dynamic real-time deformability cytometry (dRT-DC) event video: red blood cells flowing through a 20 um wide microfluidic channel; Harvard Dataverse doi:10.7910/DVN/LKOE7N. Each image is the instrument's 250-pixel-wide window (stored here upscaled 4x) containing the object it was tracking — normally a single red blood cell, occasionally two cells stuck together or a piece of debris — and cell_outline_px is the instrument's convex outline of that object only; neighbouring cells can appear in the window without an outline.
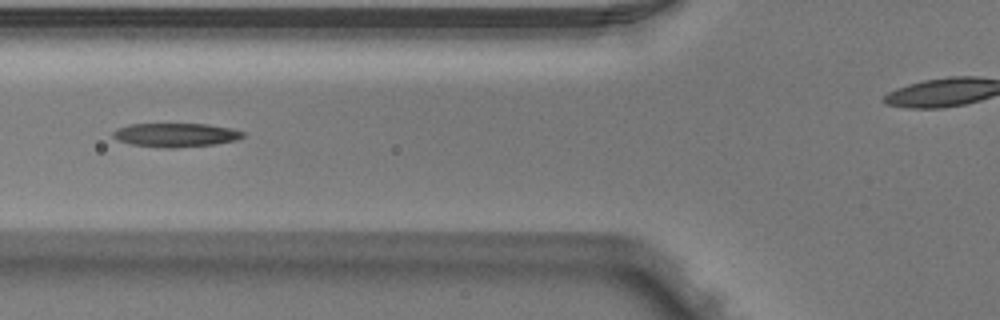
{"species": "Egyptian fruit bat (a non-hibernating species)", "species_latin": "Rousettus aegyptiacus", "temperature_condition": "warm", "stored_images_in_passage": 6, "camera_frame_rate_fps": 3000, "um_per_image_px": 0.085, "animal": {"sex": "male"}, "frame": {"image": 1, "passage_image": 5, "time_ms": 1.333, "image_size_px": [1000, 320], "cell_outline_px": [[244, 136], [236, 140], [216, 144], [172, 148], [164, 148], [132, 144], [120, 140], [112, 136], [112, 132], [116, 128], [128, 124], [208, 124], [232, 128], [244, 132]], "centroid_in_image_um": [14.94, 11.46], "position_along_channel_um": 110.9, "area_um2": 18.03}}